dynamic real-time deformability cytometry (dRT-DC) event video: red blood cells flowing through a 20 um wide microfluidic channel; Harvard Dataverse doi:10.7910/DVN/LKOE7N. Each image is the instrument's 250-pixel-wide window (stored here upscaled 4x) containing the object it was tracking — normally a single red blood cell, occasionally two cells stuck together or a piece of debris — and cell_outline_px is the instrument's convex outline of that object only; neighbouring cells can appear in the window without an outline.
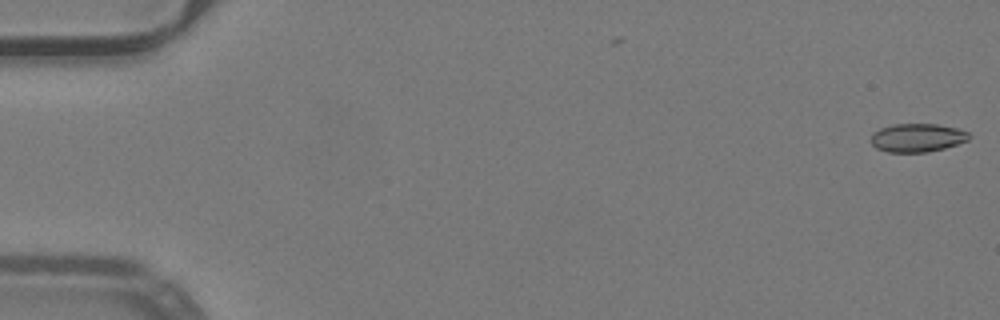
{"species": "common noctule bat (a hibernating species)", "species_latin": "Nyctalus noctula", "temperature_condition": "warm", "stored_images_in_passage": 2, "camera_frame_rate_fps": 3000, "um_per_image_px": 0.085, "animal": {"sex": "male", "body_mass_g": 19.2, "forearm_length_mm": 51.8}, "frame": {"image": 1, "passage_image": 2, "time_ms": 0.333, "image_size_px": [1000, 320], "cell_outline_px": [[972, 136], [968, 140], [944, 148], [928, 152], [888, 152], [876, 148], [872, 144], [872, 132], [880, 128], [892, 124], [936, 124], [956, 128], [968, 132]], "centroid_in_image_um": [77.96, 11.7], "position_along_channel_um": 7.0, "area_um2": 16.24}}